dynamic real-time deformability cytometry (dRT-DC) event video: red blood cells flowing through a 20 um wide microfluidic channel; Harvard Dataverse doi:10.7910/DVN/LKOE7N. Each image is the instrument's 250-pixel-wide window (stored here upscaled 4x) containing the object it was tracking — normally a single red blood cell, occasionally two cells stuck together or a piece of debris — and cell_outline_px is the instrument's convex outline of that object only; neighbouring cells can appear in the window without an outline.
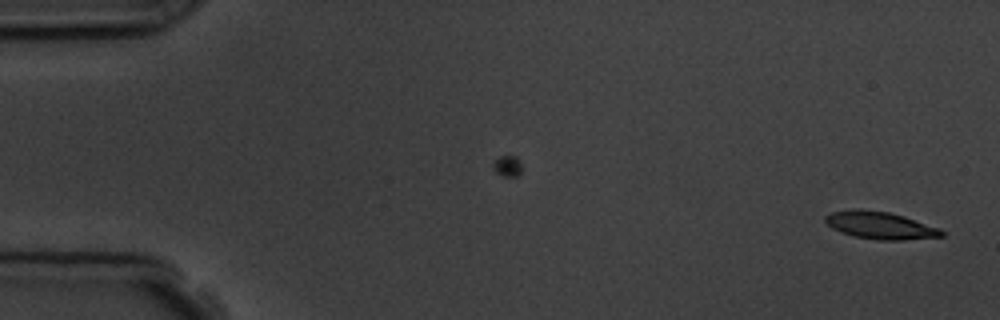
{"species": "common noctule bat (a hibernating species)", "species_latin": "Nyctalus noctula", "temperature_condition": "room temperature", "stored_images_in_passage": 2, "camera_frame_rate_fps": 3000, "um_per_image_px": 0.085, "animal": {"sex": "male", "body_mass_g": 19.5, "forearm_length_mm": 54.6}, "frame": {"image": 1, "passage_image": 2, "time_ms": 2.0, "image_size_px": [1000, 320], "cell_outline_px": [[944, 236], [900, 240], [880, 240], [852, 236], [840, 232], [832, 228], [824, 220], [824, 216], [832, 212], [860, 208], [888, 212], [904, 216], [940, 228], [944, 232]], "centroid_in_image_um": [74.8, 19.15], "position_along_channel_um": 10.2, "area_um2": 18.55}}